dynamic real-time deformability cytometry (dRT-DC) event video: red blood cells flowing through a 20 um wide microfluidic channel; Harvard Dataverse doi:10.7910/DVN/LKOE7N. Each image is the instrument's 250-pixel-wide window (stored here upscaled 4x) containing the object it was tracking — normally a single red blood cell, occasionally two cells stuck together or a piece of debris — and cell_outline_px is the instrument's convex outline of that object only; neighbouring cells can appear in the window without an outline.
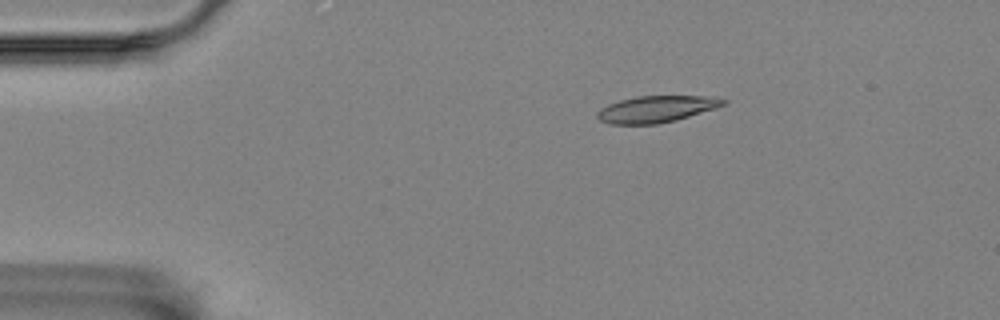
{"species": "Egyptian fruit bat (a non-hibernating species)", "species_latin": "Rousettus aegyptiacus", "temperature_condition": "room temperature", "stored_images_in_passage": 6, "camera_frame_rate_fps": 3000, "um_per_image_px": 0.085, "animal": {"sex": "female"}, "frame": {"image": 1, "passage_image": 3, "time_ms": 0.667, "image_size_px": [1000, 320], "cell_outline_px": [[728, 100], [724, 104], [716, 108], [676, 120], [656, 124], [608, 124], [600, 120], [596, 116], [596, 112], [600, 108], [608, 104], [620, 100], [636, 96], [716, 96]], "centroid_in_image_um": [55.78, 9.27], "position_along_channel_um": 29.2, "area_um2": 19.65}}
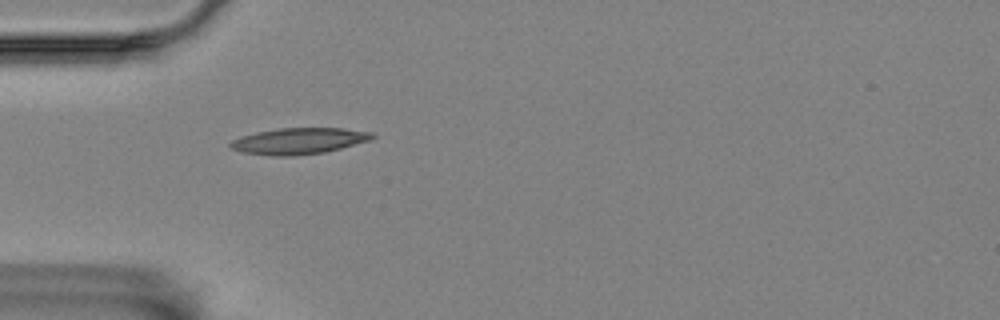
{"frame": {"image": 2, "passage_image": 5, "time_ms": 1.333, "image_size_px": [1000, 320], "cell_outline_px": [[376, 136], [368, 140], [340, 148], [324, 152], [292, 156], [272, 156], [244, 152], [232, 148], [228, 144], [232, 140], [256, 132], [280, 128], [344, 128], [372, 132]], "centroid_in_image_um": [25.4, 11.98], "position_along_channel_um": 59.6, "area_um2": 21.39}}
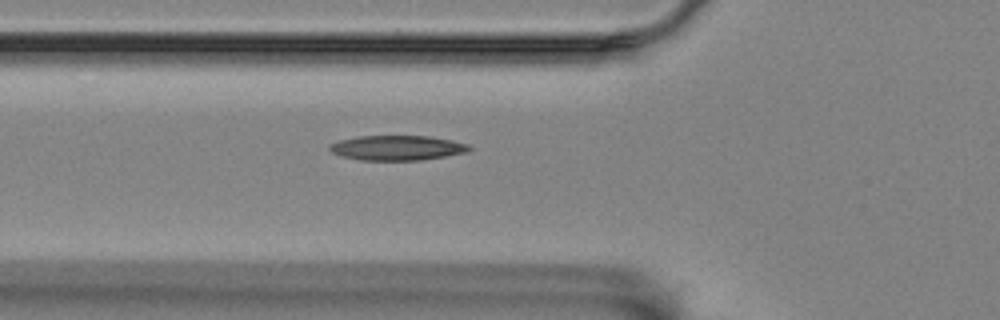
{"frame": {"image": 3, "passage_image": 6, "time_ms": 1.667, "image_size_px": [1000, 320], "cell_outline_px": [[472, 148], [468, 152], [420, 160], [360, 160], [340, 156], [332, 152], [328, 148], [328, 144], [340, 140], [356, 136], [428, 136], [452, 140], [468, 144]], "centroid_in_image_um": [33.73, 12.56], "position_along_channel_um": 92.1, "area_um2": 20.29}}